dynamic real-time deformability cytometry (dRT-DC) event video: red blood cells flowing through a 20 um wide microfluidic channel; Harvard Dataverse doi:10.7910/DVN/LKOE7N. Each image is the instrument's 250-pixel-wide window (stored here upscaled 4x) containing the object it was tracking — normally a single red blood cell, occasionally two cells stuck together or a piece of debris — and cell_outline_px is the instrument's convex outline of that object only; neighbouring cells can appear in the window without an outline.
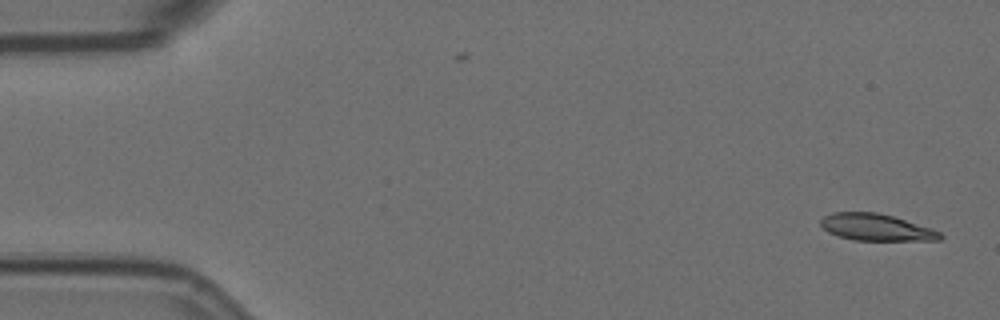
{"species": "Egyptian fruit bat (a non-hibernating species)", "species_latin": "Rousettus aegyptiacus", "temperature_condition": "room temperature", "stored_images_in_passage": 55, "camera_frame_rate_fps": 3000, "um_per_image_px": 0.085, "animal": {"sex": "female"}, "frame": {"image": 1, "passage_image": 1, "time_ms": 0.0, "image_size_px": [1000, 320], "cell_outline_px": [[944, 236], [940, 240], [856, 240], [840, 236], [828, 232], [820, 224], [820, 220], [824, 216], [832, 212], [876, 212], [892, 216], [940, 232]], "centroid_in_image_um": [74.43, 19.32], "position_along_channel_um": 10.6, "area_um2": 18.26}}
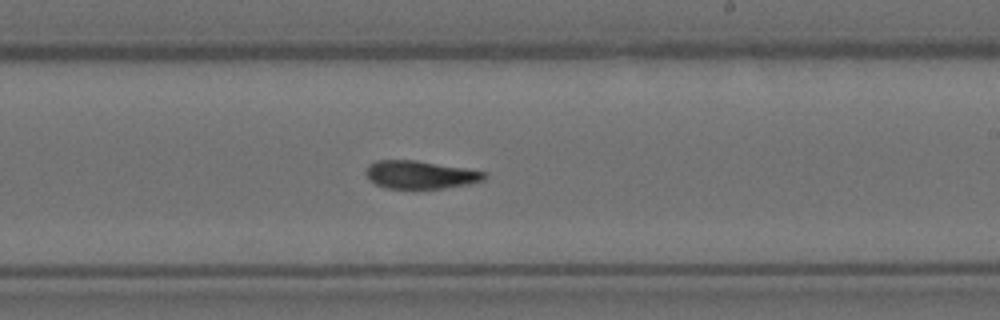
{"frame": {"image": 2, "passage_image": 32, "time_ms": 10.333, "image_size_px": [1000, 320], "cell_outline_px": [[488, 176], [484, 180], [468, 184], [440, 188], [384, 188], [368, 180], [364, 172], [368, 164], [376, 160], [416, 160], [464, 168], [484, 172]], "centroid_in_image_um": [35.66, 14.84], "position_along_channel_um": 253.3, "area_um2": 19.31}}
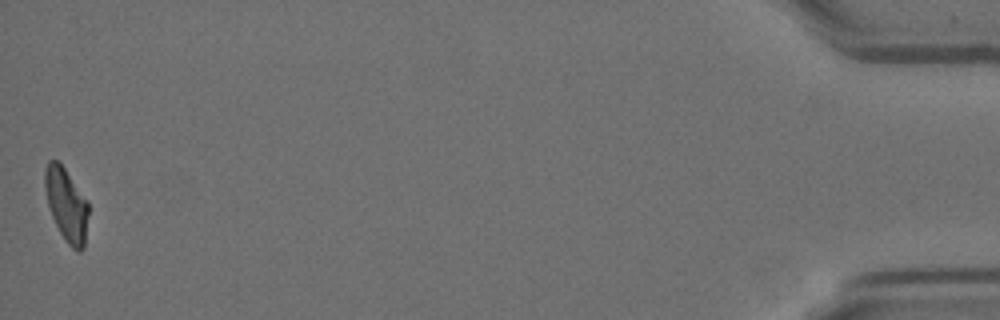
{"frame": {"image": 3, "passage_image": 55, "time_ms": 18.0, "image_size_px": [1000, 320], "cell_outline_px": [[88, 212], [84, 248], [80, 252], [76, 252], [64, 240], [52, 216], [48, 204], [44, 188], [44, 168], [48, 160], [56, 160], [64, 168], [88, 200]], "centroid_in_image_um": [5.64, 17.4], "position_along_channel_um": 429.6, "area_um2": 18.61}, "authors_computed_cell_mechanics": {"area_um2": 19.4786, "velocity_mm_per_s": 3.5702, "shape_relaxation_time_tau1_ms": null, "shape_relaxation_time_tau2_ms": 6.7672, "deformation_change_tau1": null, "deformation_change_tau2": 0.1477}}